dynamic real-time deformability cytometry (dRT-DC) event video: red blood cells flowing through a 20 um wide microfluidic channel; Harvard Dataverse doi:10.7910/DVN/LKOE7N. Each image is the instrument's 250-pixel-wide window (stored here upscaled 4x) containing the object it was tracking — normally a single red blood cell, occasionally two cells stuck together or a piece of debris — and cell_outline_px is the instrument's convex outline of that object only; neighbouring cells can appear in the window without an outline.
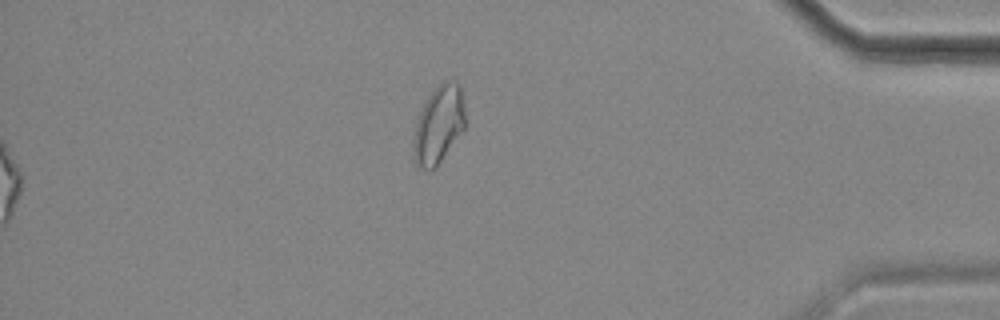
{"species": "common noctule bat (a hibernating species)", "species_latin": "Nyctalus noctula", "temperature_condition": "cold", "stored_images_in_passage": 57, "segment_of_instrument_passage": [2, 2], "camera_frame_rate_fps": 3000, "um_per_image_px": 0.085, "animal": {"sex": "female", "body_mass_g": 18.4}, "frame": {"image": 1, "passage_image": 57, "time_ms": 18.667, "image_size_px": [1000, 320], "cell_outline_px": [[464, 128], [436, 168], [428, 172], [416, 168], [412, 160], [412, 136], [420, 112], [428, 96], [444, 80], [456, 80], [460, 84], [464, 104]], "centroid_in_image_um": [37.24, 10.67], "position_along_channel_um": 398.0, "area_um2": 23.87}}